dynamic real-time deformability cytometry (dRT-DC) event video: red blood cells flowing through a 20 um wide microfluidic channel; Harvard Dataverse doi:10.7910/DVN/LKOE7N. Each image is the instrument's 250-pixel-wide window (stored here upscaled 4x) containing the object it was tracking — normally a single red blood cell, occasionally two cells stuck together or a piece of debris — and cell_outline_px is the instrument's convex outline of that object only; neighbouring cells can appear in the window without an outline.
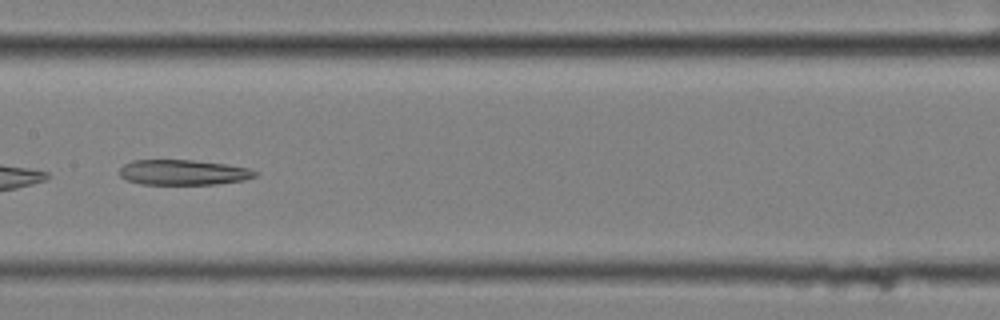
{"species": "common noctule bat (a hibernating species)", "species_latin": "Nyctalus noctula", "temperature_condition": "cold", "stored_images_in_passage": 14, "camera_frame_rate_fps": 3000, "um_per_image_px": 0.085, "animal": {"sex": "female", "body_mass_g": 25.1}, "frame": {"image": 1, "passage_image": 7, "time_ms": 2.0, "image_size_px": [1000, 320], "cell_outline_px": [[260, 172], [256, 176], [244, 180], [216, 184], [140, 184], [124, 180], [120, 176], [120, 168], [124, 164], [132, 160], [192, 160], [224, 164], [248, 168]], "centroid_in_image_um": [15.55, 14.65], "position_along_channel_um": 191.8, "area_um2": 20.0}}
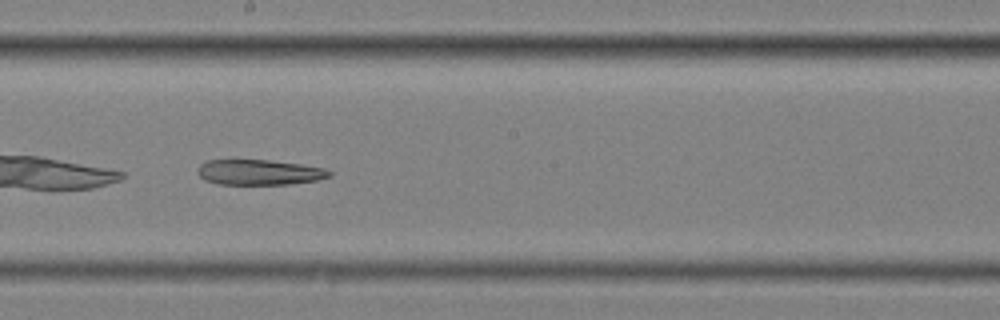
{"frame": {"image": 2, "passage_image": 8, "time_ms": 2.333, "image_size_px": [1000, 320], "cell_outline_px": [[332, 176], [316, 180], [288, 184], [216, 184], [204, 180], [196, 172], [196, 168], [200, 164], [208, 160], [268, 160], [300, 164], [324, 168], [332, 172]], "centroid_in_image_um": [22.0, 14.64], "position_along_channel_um": 226.2, "area_um2": 19.48}}
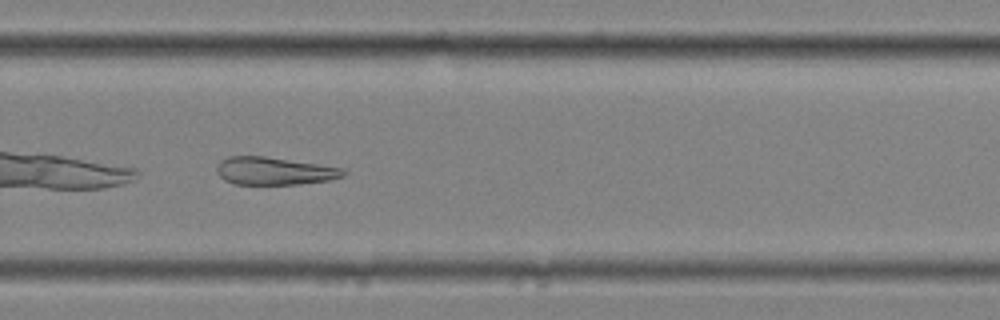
{"frame": {"image": 3, "passage_image": 10, "time_ms": 3.0, "image_size_px": [1000, 320], "cell_outline_px": [[348, 172], [344, 176], [332, 180], [300, 184], [236, 184], [224, 180], [216, 172], [216, 168], [220, 160], [228, 156], [264, 156], [344, 168]], "centroid_in_image_um": [23.33, 14.53], "position_along_channel_um": 306.5, "area_um2": 20.58}}